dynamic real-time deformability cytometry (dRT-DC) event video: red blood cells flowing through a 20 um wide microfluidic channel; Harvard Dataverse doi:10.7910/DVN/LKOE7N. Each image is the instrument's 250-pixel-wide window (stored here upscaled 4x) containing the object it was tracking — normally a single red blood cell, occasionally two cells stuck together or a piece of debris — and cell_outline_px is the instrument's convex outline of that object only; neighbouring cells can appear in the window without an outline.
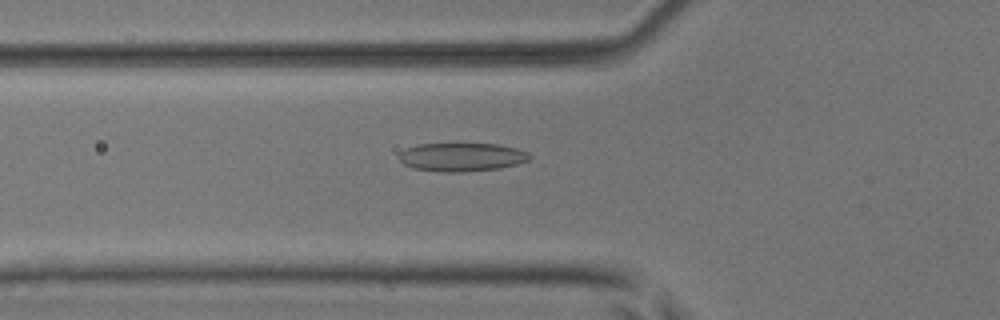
{"species": "common noctule bat (a hibernating species)", "species_latin": "Nyctalus noctula", "temperature_condition": "room temperature", "stored_images_in_passage": 28, "camera_frame_rate_fps": 3000, "um_per_image_px": 0.085, "animal": {"sex": "male", "body_mass_g": 17.9, "forearm_length_mm": 54.2}, "frame": {"image": 1, "passage_image": 2, "time_ms": 0.333, "image_size_px": [1000, 320], "cell_outline_px": [[532, 156], [528, 160], [516, 164], [500, 168], [464, 172], [444, 172], [412, 168], [404, 164], [400, 160], [400, 152], [416, 144], [500, 144], [516, 148], [528, 152]], "centroid_in_image_um": [39.27, 13.35], "position_along_channel_um": 86.5, "area_um2": 21.62}}
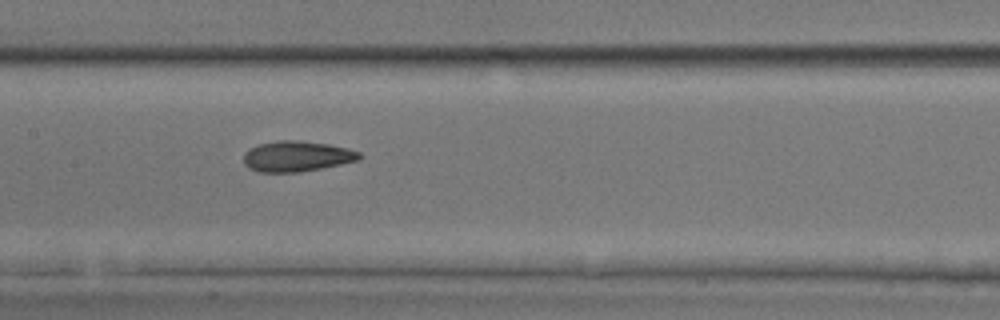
{"frame": {"image": 2, "passage_image": 9, "time_ms": 2.667, "image_size_px": [1000, 320], "cell_outline_px": [[364, 156], [360, 160], [300, 172], [260, 172], [248, 168], [244, 164], [244, 152], [248, 148], [256, 144], [276, 140], [300, 140], [328, 144], [348, 148], [360, 152]], "centroid_in_image_um": [25.21, 13.27], "position_along_channel_um": 182.2, "area_um2": 20.92}}
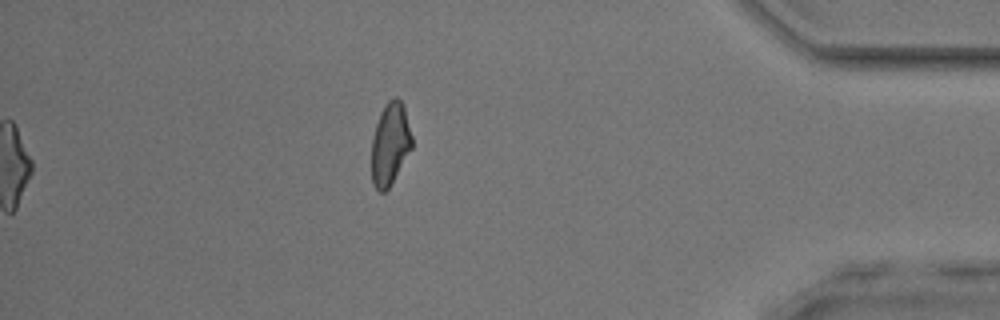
{"frame": {"image": 3, "passage_image": 28, "time_ms": 9.0, "image_size_px": [1000, 320], "cell_outline_px": [[412, 148], [388, 188], [384, 192], [380, 192], [372, 184], [372, 136], [380, 112], [384, 104], [388, 100], [396, 96], [404, 104], [412, 136]], "centroid_in_image_um": [33.16, 12.19], "position_along_channel_um": 402.0, "area_um2": 19.42}, "authors_computed_cell_mechanics": {"area_um2": 20.1144, "velocity_mm_per_s": 4.0856, "shape_relaxation_time_tau1_ms": 7.5722, "shape_relaxation_time_tau2_ms": 3.0989, "deformation_change_tau1": 0.1861, "deformation_change_tau2": 0.0956}}